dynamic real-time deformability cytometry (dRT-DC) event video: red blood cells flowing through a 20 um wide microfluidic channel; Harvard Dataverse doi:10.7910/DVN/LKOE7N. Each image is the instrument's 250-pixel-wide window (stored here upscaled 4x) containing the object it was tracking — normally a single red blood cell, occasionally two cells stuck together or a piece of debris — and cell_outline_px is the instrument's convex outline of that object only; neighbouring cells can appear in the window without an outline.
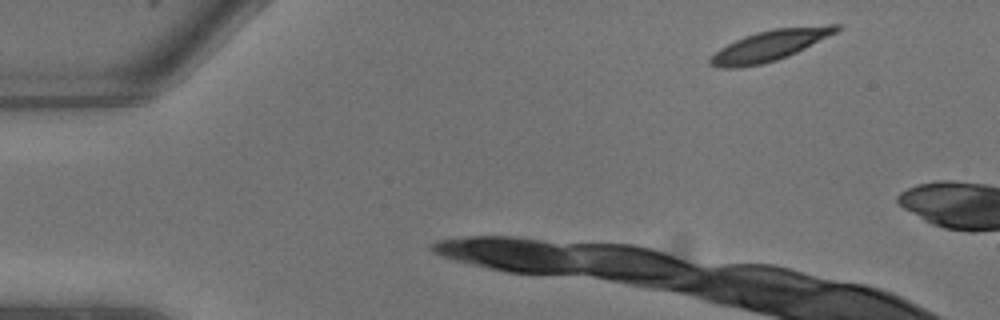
{"species": "common noctule bat (a hibernating species)", "species_latin": "Nyctalus noctula", "temperature_condition": "warm", "stored_images_in_passage": 3, "camera_frame_rate_fps": 3000, "um_per_image_px": 0.085, "animal": {"sex": "male", "body_mass_g": 13.3}, "frame": {"image": 1, "passage_image": 1, "time_ms": 0.0, "image_size_px": [1000, 320], "cell_outline_px": [[840, 28], [836, 32], [788, 56], [776, 60], [760, 64], [740, 68], [716, 68], [708, 64], [708, 60], [720, 48], [744, 36], [756, 32], [772, 28], [828, 24], [840, 24]], "centroid_in_image_um": [65.4, 3.86], "position_along_channel_um": 19.6, "area_um2": 22.48}}